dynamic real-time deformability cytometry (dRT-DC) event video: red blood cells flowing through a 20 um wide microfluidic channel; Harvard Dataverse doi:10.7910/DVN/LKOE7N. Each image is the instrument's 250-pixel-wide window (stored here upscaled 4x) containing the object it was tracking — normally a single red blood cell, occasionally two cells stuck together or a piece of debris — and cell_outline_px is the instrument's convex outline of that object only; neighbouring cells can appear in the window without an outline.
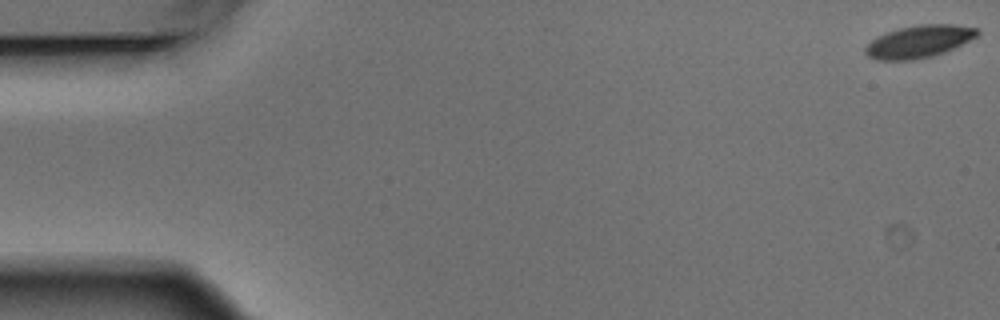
{"species": "Egyptian fruit bat (a non-hibernating species)", "species_latin": "Rousettus aegyptiacus", "temperature_condition": "warm", "stored_images_in_passage": 11, "camera_frame_rate_fps": 3000, "um_per_image_px": 0.085, "animal": {"sex": "male"}, "frame": {"image": 1, "passage_image": 1, "time_ms": 0.0, "image_size_px": [1000, 320], "cell_outline_px": [[980, 36], [944, 52], [932, 56], [916, 60], [876, 60], [868, 56], [864, 52], [864, 48], [872, 40], [888, 32], [900, 28], [920, 24], [952, 24], [976, 28], [980, 32]], "centroid_in_image_um": [78.14, 3.54], "position_along_channel_um": 6.9, "area_um2": 21.1}}
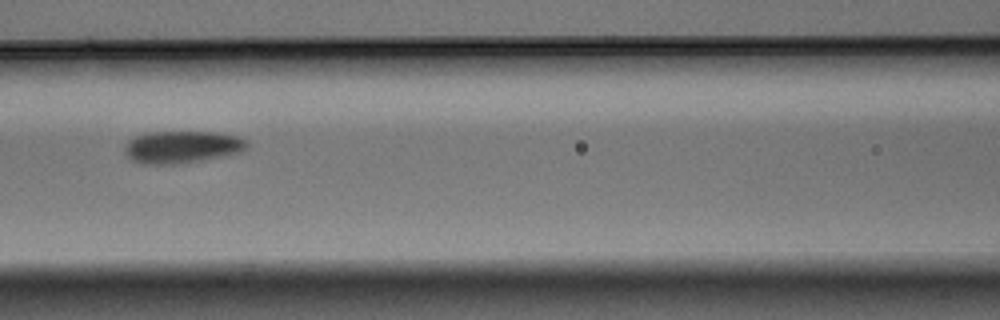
{"frame": {"image": 2, "passage_image": 7, "time_ms": 2.0, "image_size_px": [1000, 320], "cell_outline_px": [[248, 144], [240, 152], [224, 156], [200, 160], [168, 164], [144, 164], [132, 160], [124, 152], [124, 148], [128, 140], [136, 136], [152, 132], [216, 132], [236, 136], [244, 140]], "centroid_in_image_um": [15.43, 12.49], "position_along_channel_um": 151.2, "area_um2": 22.6}}
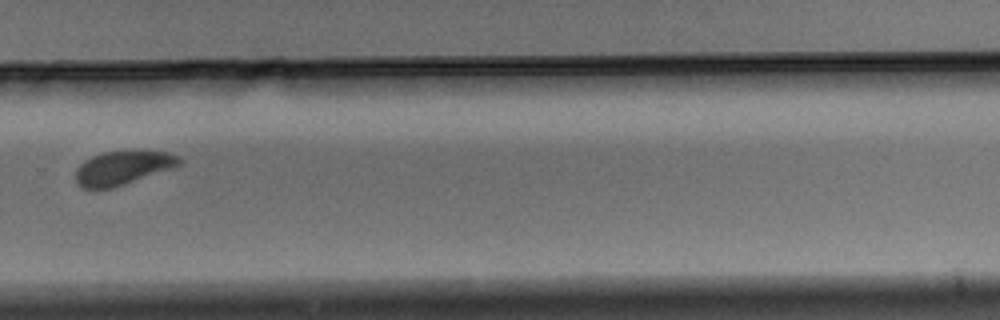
{"frame": {"image": 3, "passage_image": 11, "time_ms": 3.333, "image_size_px": [1000, 320], "cell_outline_px": [[184, 160], [180, 164], [172, 168], [112, 188], [84, 188], [76, 184], [76, 168], [84, 160], [92, 156], [104, 152], [168, 152], [180, 156]], "centroid_in_image_um": [10.42, 14.27], "position_along_channel_um": 319.4, "area_um2": 20.06}}